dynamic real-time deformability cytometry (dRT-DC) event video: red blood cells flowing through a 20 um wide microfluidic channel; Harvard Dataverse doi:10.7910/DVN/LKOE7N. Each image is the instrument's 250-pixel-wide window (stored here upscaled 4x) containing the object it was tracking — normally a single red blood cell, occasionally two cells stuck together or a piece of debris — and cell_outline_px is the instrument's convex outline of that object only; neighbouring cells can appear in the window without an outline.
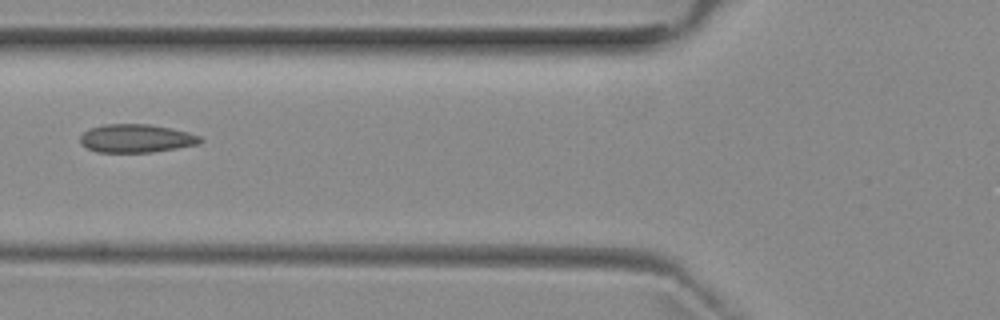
{"species": "common noctule bat (a hibernating species)", "species_latin": "Nyctalus noctula", "temperature_condition": "room temperature", "stored_images_in_passage": 5, "camera_frame_rate_fps": 3000, "um_per_image_px": 0.085, "animal": {"sex": "female", "body_mass_g": 29.2, "forearm_length_mm": 56.3}, "frame": {"image": 1, "passage_image": 5, "time_ms": 4.667, "image_size_px": [1000, 320], "cell_outline_px": [[204, 140], [200, 144], [152, 152], [96, 152], [80, 144], [80, 136], [84, 132], [92, 128], [104, 124], [148, 124], [188, 132], [200, 136]], "centroid_in_image_um": [11.58, 11.77], "position_along_channel_um": 114.2, "area_um2": 19.71}}